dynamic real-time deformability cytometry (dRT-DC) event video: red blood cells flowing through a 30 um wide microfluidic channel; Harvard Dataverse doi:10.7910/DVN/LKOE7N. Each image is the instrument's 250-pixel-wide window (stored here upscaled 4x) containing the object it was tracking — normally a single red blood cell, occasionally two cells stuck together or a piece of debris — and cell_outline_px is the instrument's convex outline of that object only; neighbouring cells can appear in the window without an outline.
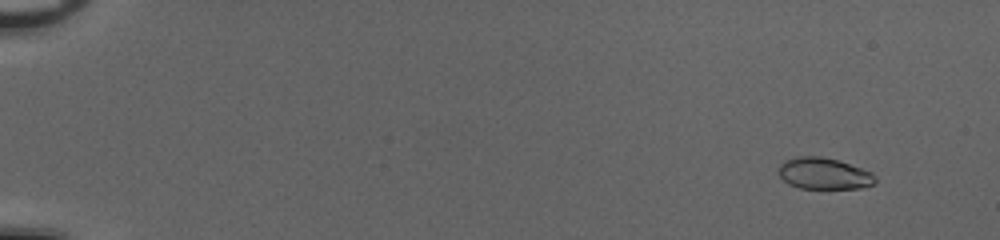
{"species": "common noctule bat (a hibernating species)", "species_latin": "Nyctalus noctula", "temperature_condition": "cold", "stored_images_in_passage": 54, "camera_frame_rate_fps": 3000, "um_per_image_px": 0.085, "animal": {"sex": "female", "body_mass_g": 20.0, "forearm_length_mm": 54.0}, "frame": {"image": 1, "passage_image": 5, "time_ms": 1.333, "image_size_px": [1000, 240], "cell_outline_px": [[876, 180], [872, 184], [860, 188], [800, 188], [788, 184], [780, 176], [780, 164], [784, 160], [796, 156], [820, 156], [836, 160], [872, 172], [876, 176]], "centroid_in_image_um": [70.02, 14.75], "position_along_channel_um": 15.0, "area_um2": 17.51}}
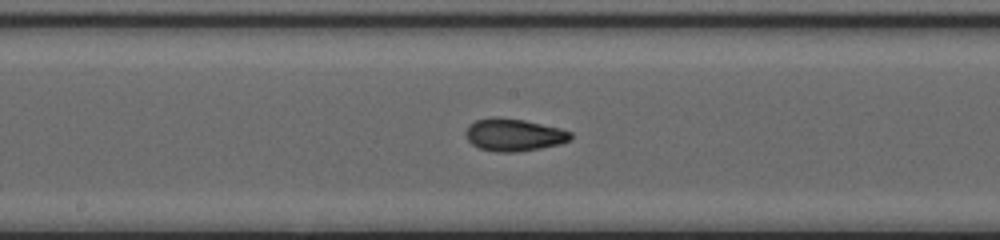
{"frame": {"image": 2, "passage_image": 31, "time_ms": 10.0, "image_size_px": [1000, 240], "cell_outline_px": [[572, 140], [560, 144], [540, 148], [516, 152], [496, 152], [480, 148], [472, 144], [468, 140], [464, 132], [468, 124], [476, 120], [492, 116], [496, 116], [524, 120], [560, 128], [572, 132]], "centroid_in_image_um": [43.67, 11.45], "position_along_channel_um": 204.5, "area_um2": 20.06}}
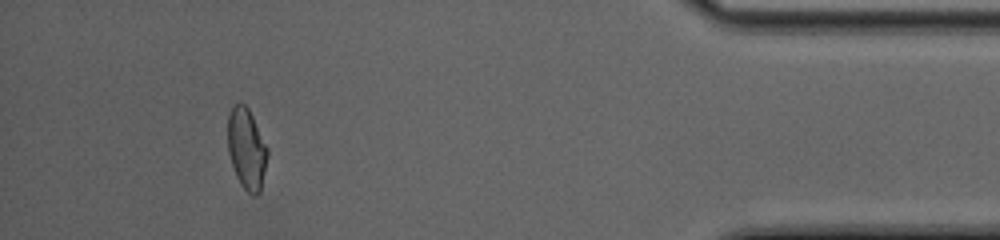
{"frame": {"image": 3, "passage_image": 50, "time_ms": 16.333, "image_size_px": [1000, 240], "cell_outline_px": [[268, 156], [260, 192], [256, 196], [252, 196], [240, 184], [236, 176], [228, 152], [228, 112], [232, 104], [240, 100], [248, 108], [268, 148]], "centroid_in_image_um": [20.95, 12.62], "position_along_channel_um": 414.2, "area_um2": 18.96}, "authors_computed_cell_mechanics": {"area_um2": 18.8717, "velocity_mm_per_s": 4.0737, "shape_relaxation_time_tau1_ms": 4.2195, "shape_relaxation_time_tau2_ms": 1.2155, "deformation_change_tau1": 0.1566, "deformation_change_tau2": 0.0551}}